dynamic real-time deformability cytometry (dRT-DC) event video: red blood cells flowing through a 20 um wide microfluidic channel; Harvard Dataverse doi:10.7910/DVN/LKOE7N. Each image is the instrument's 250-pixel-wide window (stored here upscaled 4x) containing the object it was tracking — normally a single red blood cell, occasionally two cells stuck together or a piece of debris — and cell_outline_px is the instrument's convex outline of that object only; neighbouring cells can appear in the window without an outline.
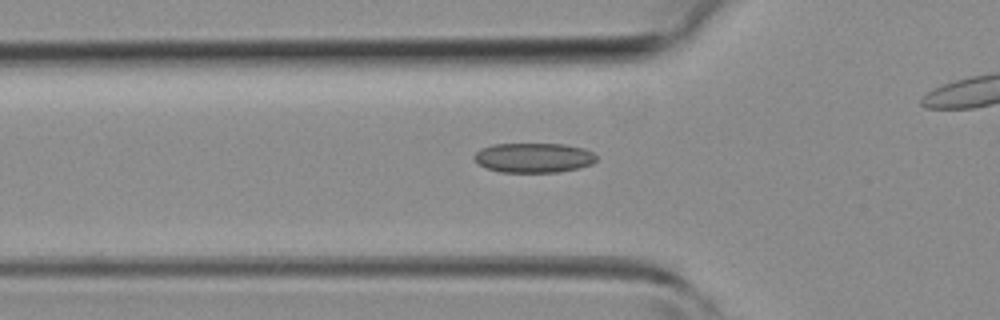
{"species": "common noctule bat (a hibernating species)", "species_latin": "Nyctalus noctula", "temperature_condition": "room temperature", "stored_images_in_passage": 35, "camera_frame_rate_fps": 3000, "um_per_image_px": 0.085, "animal": {"sex": "female", "body_mass_g": 19.3, "forearm_length_mm": 54.1}, "frame": {"image": 1, "passage_image": 14, "time_ms": 4.333, "image_size_px": [1000, 320], "cell_outline_px": [[596, 160], [592, 164], [580, 168], [560, 172], [500, 172], [488, 168], [480, 164], [472, 156], [480, 148], [492, 144], [564, 144], [584, 148], [592, 152], [596, 156]], "centroid_in_image_um": [45.37, 13.4], "position_along_channel_um": 80.4, "area_um2": 21.21}}
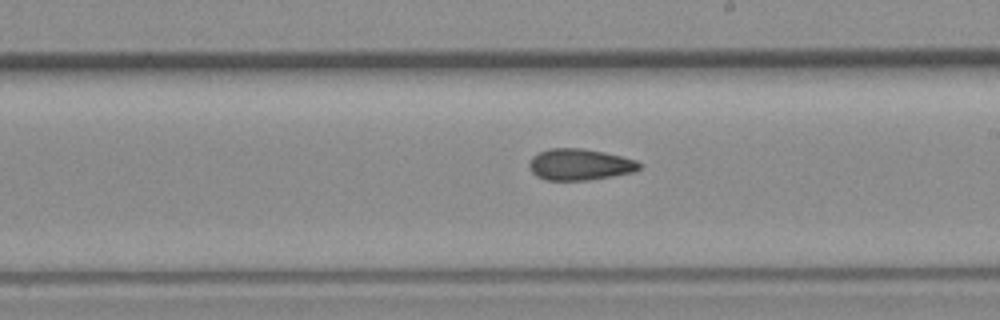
{"frame": {"image": 2, "passage_image": 24, "time_ms": 7.667, "image_size_px": [1000, 320], "cell_outline_px": [[640, 168], [636, 172], [588, 180], [544, 180], [536, 176], [528, 168], [528, 164], [532, 156], [548, 148], [580, 148], [604, 152], [636, 160], [640, 164]], "centroid_in_image_um": [49.25, 13.99], "position_along_channel_um": 239.8, "area_um2": 20.23}}
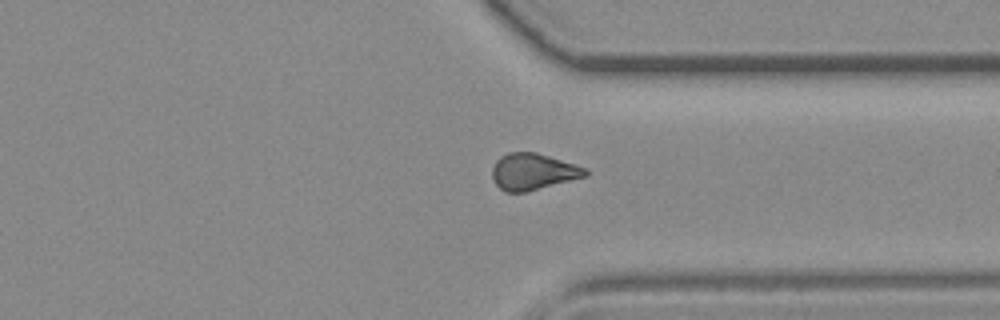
{"frame": {"image": 3, "passage_image": 32, "time_ms": 10.333, "image_size_px": [1000, 320], "cell_outline_px": [[588, 176], [524, 192], [504, 192], [496, 184], [492, 176], [492, 168], [496, 160], [500, 156], [508, 152], [536, 152], [576, 164], [588, 168]], "centroid_in_image_um": [45.32, 14.58], "position_along_channel_um": 366.1, "area_um2": 19.88}}